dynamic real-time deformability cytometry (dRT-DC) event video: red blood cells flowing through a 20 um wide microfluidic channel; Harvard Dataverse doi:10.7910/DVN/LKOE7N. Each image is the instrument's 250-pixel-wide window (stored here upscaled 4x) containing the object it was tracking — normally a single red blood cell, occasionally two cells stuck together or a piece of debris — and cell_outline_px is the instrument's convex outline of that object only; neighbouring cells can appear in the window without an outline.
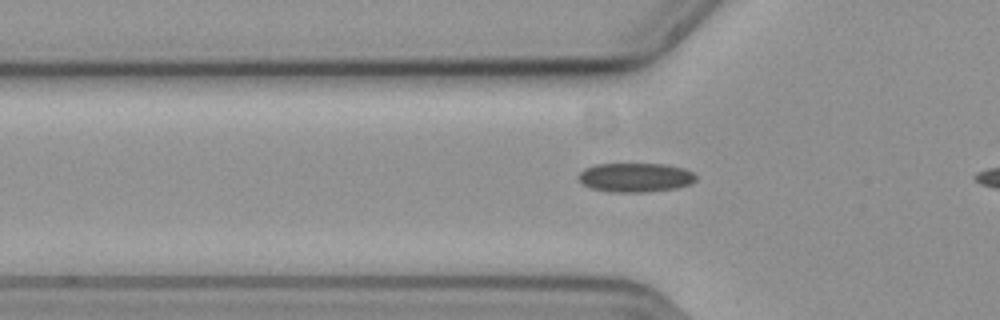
{"species": "common noctule bat (a hibernating species)", "species_latin": "Nyctalus noctula", "temperature_condition": "cold", "stored_images_in_passage": 12, "camera_frame_rate_fps": 3000, "um_per_image_px": 0.085, "animal": {"sex": "female", "body_mass_g": 19.3, "forearm_length_mm": 54.1}, "frame": {"image": 1, "passage_image": 9, "time_ms": 2.667, "image_size_px": [1000, 320], "cell_outline_px": [[696, 180], [692, 184], [676, 188], [648, 192], [612, 192], [592, 188], [584, 184], [580, 180], [580, 172], [584, 168], [596, 164], [664, 164], [684, 168], [692, 172], [696, 176]], "centroid_in_image_um": [54.05, 15.08], "position_along_channel_um": 71.7, "area_um2": 19.88}}